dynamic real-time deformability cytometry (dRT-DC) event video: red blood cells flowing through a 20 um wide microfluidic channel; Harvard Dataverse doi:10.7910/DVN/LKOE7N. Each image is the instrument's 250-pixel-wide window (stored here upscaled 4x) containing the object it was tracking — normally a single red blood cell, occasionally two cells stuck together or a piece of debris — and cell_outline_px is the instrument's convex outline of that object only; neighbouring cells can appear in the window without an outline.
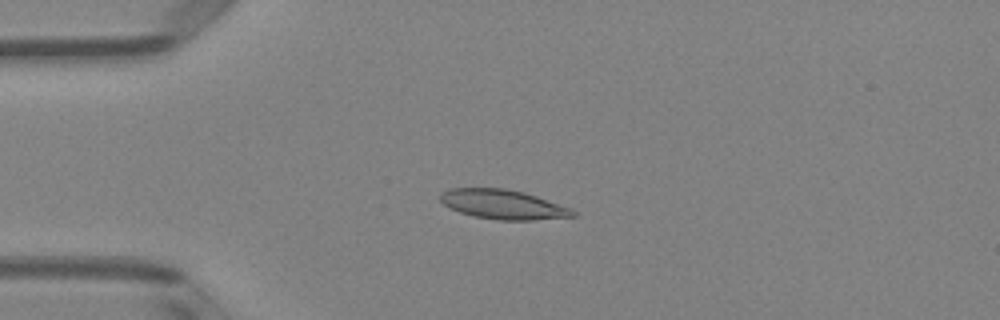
{"species": "Egyptian fruit bat (a non-hibernating species)", "species_latin": "Rousettus aegyptiacus", "temperature_condition": "room temperature", "stored_images_in_passage": 51, "camera_frame_rate_fps": 3000, "um_per_image_px": 0.085, "animal": {"sex": "female"}, "frame": {"image": 1, "passage_image": 13, "time_ms": 4.0, "image_size_px": [1000, 320], "cell_outline_px": [[576, 216], [532, 220], [496, 220], [472, 216], [460, 212], [444, 204], [440, 200], [440, 192], [448, 188], [504, 188], [524, 192], [572, 208], [576, 212]], "centroid_in_image_um": [42.75, 17.37], "position_along_channel_um": 42.2, "area_um2": 22.83}}
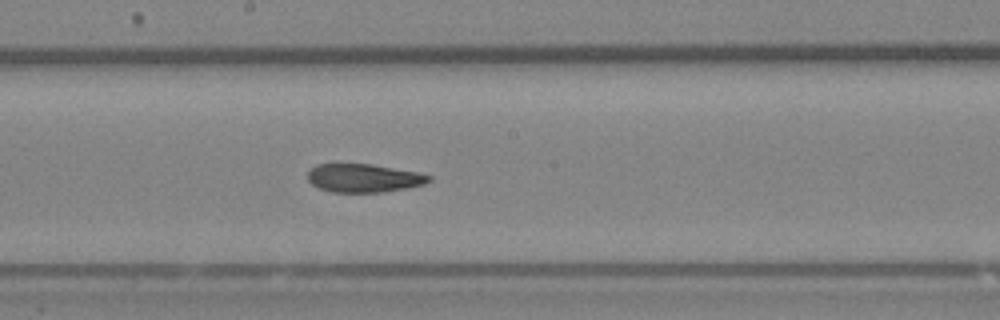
{"frame": {"image": 2, "passage_image": 28, "time_ms": 9.0, "image_size_px": [1000, 320], "cell_outline_px": [[432, 180], [424, 184], [408, 188], [380, 192], [332, 192], [320, 188], [312, 184], [308, 180], [308, 172], [316, 164], [336, 160], [372, 164], [416, 172], [432, 176]], "centroid_in_image_um": [30.85, 15.08], "position_along_channel_um": 217.3, "area_um2": 20.75}}
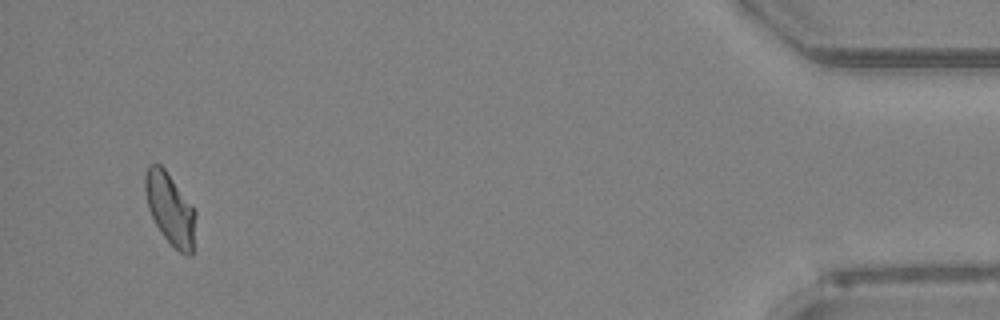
{"frame": {"image": 3, "passage_image": 49, "time_ms": 16.0, "image_size_px": [1000, 320], "cell_outline_px": [[196, 212], [192, 256], [188, 256], [180, 252], [160, 232], [148, 208], [144, 192], [144, 176], [148, 164], [160, 164], [164, 168]], "centroid_in_image_um": [14.43, 17.74], "position_along_channel_um": 420.8, "area_um2": 20.81}, "authors_computed_cell_mechanics": {"area_um2": 21.675, "velocity_mm_per_s": 3.9867, "shape_relaxation_time_tau1_ms": 7.3154, "shape_relaxation_time_tau2_ms": 2.5043, "deformation_change_tau1": 0.1375, "deformation_change_tau2": 0.069}}